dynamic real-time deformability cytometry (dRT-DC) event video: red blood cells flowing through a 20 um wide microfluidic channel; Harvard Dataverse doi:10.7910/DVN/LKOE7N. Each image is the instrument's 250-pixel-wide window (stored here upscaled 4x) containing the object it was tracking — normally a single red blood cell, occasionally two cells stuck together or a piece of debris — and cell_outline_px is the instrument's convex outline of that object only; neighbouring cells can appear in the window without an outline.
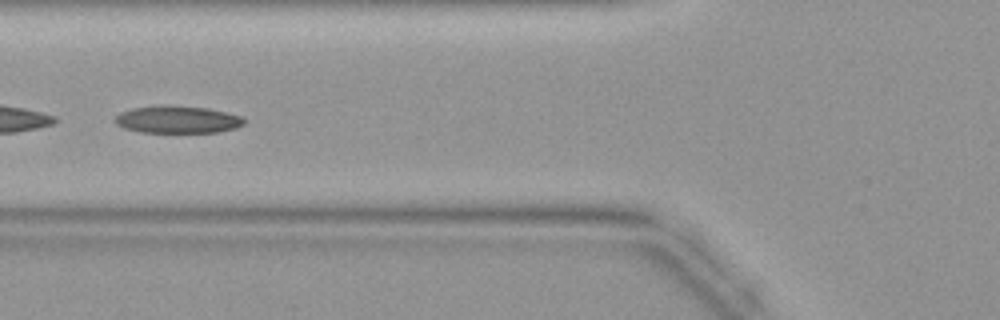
{"species": "common noctule bat (a hibernating species)", "species_latin": "Nyctalus noctula", "temperature_condition": "warm", "stored_images_in_passage": 33, "camera_frame_rate_fps": 3000, "um_per_image_px": 0.085, "animal": {"sex": "female", "body_mass_g": 19.9}, "frame": {"image": 1, "passage_image": 10, "time_ms": 3.0, "image_size_px": [1000, 320], "cell_outline_px": [[244, 124], [236, 128], [216, 132], [140, 132], [124, 128], [116, 124], [112, 120], [120, 112], [132, 108], [164, 104], [208, 108], [240, 116], [244, 120]], "centroid_in_image_um": [15.03, 10.15], "position_along_channel_um": 110.8, "area_um2": 20.63}}